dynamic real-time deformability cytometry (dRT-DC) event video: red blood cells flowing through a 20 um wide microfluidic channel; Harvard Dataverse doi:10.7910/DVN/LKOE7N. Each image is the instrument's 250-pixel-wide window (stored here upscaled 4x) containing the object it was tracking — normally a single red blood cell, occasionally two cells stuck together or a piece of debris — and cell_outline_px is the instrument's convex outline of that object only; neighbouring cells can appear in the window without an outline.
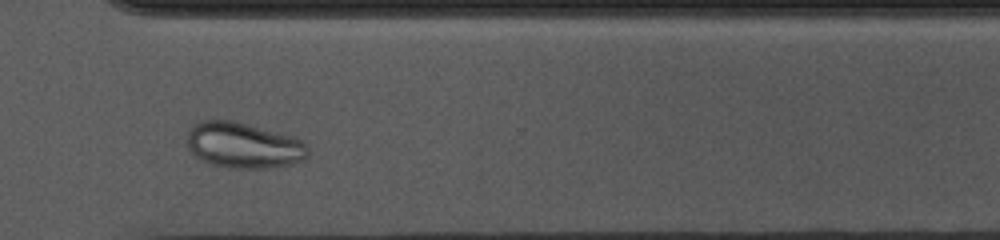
{"species": "common noctule bat (a hibernating species)", "species_latin": "Nyctalus noctula", "temperature_condition": "cold", "stored_images_in_passage": 38, "camera_frame_rate_fps": 3000, "um_per_image_px": 0.085, "animal": {"sex": "female", "body_mass_g": 10.0, "forearm_length_mm": 53.1}, "frame": {"image": 1, "passage_image": 33, "time_ms": 10.667, "image_size_px": [1000, 240], "cell_outline_px": [[308, 156], [304, 160], [288, 164], [268, 168], [228, 168], [212, 164], [200, 160], [188, 148], [188, 132], [192, 124], [200, 120], [232, 120], [288, 136], [300, 140], [308, 144]], "centroid_in_image_um": [20.66, 12.36], "position_along_channel_um": 349.9, "area_um2": 31.96}}
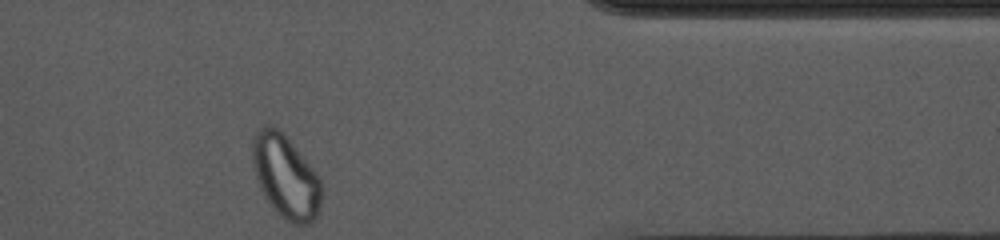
{"frame": {"image": 2, "passage_image": 38, "time_ms": 12.333, "image_size_px": [1000, 240], "cell_outline_px": [[324, 188], [320, 212], [308, 224], [292, 224], [264, 196], [260, 188], [256, 176], [252, 160], [252, 140], [256, 132], [264, 124], [272, 124], [284, 132], [312, 168], [320, 180]], "centroid_in_image_um": [24.3, 14.96], "position_along_channel_um": 387.1, "area_um2": 33.41}, "authors_computed_cell_mechanics": {"area_um2": 26.7614, "velocity_mm_per_s": 3.6243, "shape_relaxation_time_tau1_ms": null, "shape_relaxation_time_tau2_ms": 1.1744, "deformation_change_tau1": null, "deformation_change_tau2": 0.0551}}